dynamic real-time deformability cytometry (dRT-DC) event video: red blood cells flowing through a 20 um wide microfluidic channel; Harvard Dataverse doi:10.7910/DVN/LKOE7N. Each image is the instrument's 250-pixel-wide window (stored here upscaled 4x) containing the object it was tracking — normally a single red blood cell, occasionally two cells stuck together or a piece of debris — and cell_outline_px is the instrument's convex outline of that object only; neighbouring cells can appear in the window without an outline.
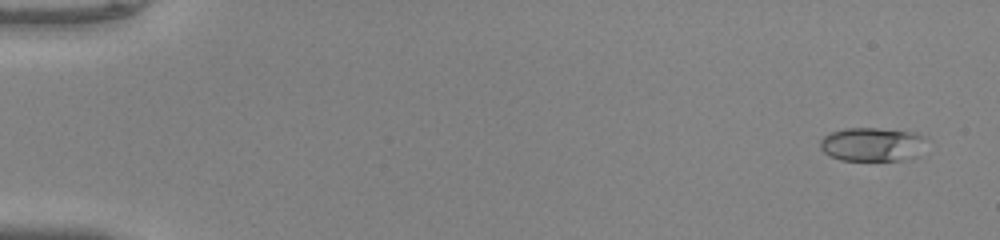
{"species": "common noctule bat (a hibernating species)", "species_latin": "Nyctalus noctula", "temperature_condition": "warm", "stored_images_in_passage": 52, "segment_of_instrument_passage": [1, 2], "camera_frame_rate_fps": 3000, "um_per_image_px": 0.085, "animal": {"sex": "male", "body_mass_g": 20.0, "forearm_length_mm": 53.3}, "frame": {"image": 1, "passage_image": 3, "time_ms": 0.667, "image_size_px": [1000, 240], "cell_outline_px": [[924, 136], [900, 160], [840, 160], [824, 152], [820, 148], [820, 140], [824, 136], [832, 132], [844, 128], [876, 128], [916, 132]], "centroid_in_image_um": [73.88, 12.23], "position_along_channel_um": 11.1, "area_um2": 19.48}}
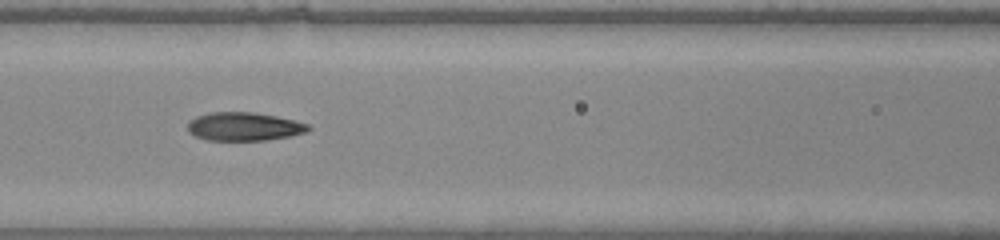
{"frame": {"image": 2, "passage_image": 24, "time_ms": 7.667, "image_size_px": [1000, 240], "cell_outline_px": [[312, 128], [304, 132], [292, 136], [264, 140], [208, 140], [196, 136], [188, 132], [188, 120], [196, 116], [208, 112], [252, 112], [276, 116], [308, 124]], "centroid_in_image_um": [20.71, 10.75], "position_along_channel_um": 145.9, "area_um2": 19.94}}
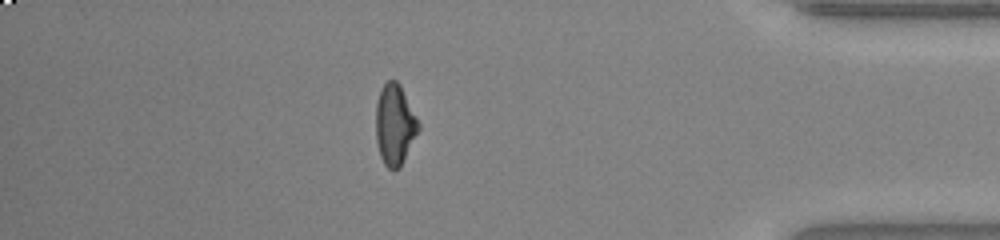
{"frame": {"image": 3, "passage_image": 45, "time_ms": 14.667, "image_size_px": [1000, 240], "cell_outline_px": [[420, 128], [400, 168], [392, 172], [384, 164], [380, 156], [376, 140], [376, 104], [380, 88], [388, 80], [396, 80], [400, 84], [420, 124]], "centroid_in_image_um": [33.55, 10.62], "position_along_channel_um": 401.7, "area_um2": 20.17}}